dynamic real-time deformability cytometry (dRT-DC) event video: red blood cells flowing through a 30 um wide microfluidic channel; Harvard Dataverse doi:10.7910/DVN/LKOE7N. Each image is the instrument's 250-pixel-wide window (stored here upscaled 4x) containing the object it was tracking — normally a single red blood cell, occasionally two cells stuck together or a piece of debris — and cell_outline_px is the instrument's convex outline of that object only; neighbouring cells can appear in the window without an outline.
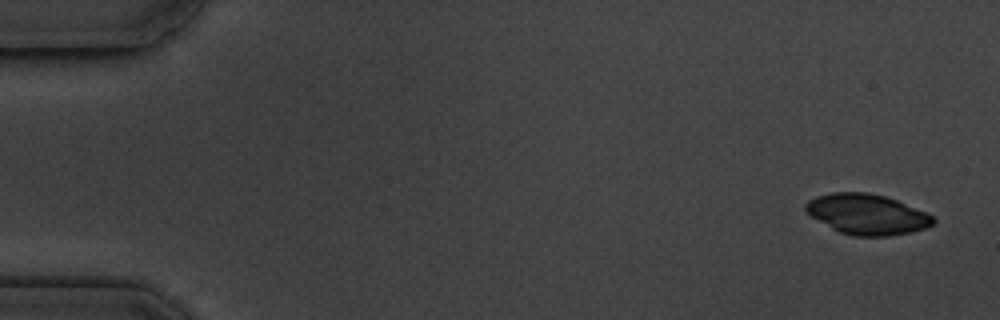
{"species": "common noctule bat (a hibernating species)", "species_latin": "Nyctalus noctula", "temperature_condition": "cold", "stored_images_in_passage": 5, "camera_frame_rate_fps": 3000, "um_per_image_px": 0.085, "animal": {"sex": "male", "body_mass_g": 19.5, "forearm_length_mm": 54.6}, "frame": {"image": 1, "passage_image": 1, "time_ms": 0.0, "image_size_px": [1000, 320], "cell_outline_px": [[936, 220], [928, 228], [912, 232], [888, 236], [852, 236], [840, 232], [832, 228], [812, 216], [804, 208], [804, 204], [808, 200], [816, 196], [832, 192], [868, 192], [884, 196], [896, 200], [928, 212]], "centroid_in_image_um": [73.72, 18.21], "position_along_channel_um": 11.3, "area_um2": 30.06}}